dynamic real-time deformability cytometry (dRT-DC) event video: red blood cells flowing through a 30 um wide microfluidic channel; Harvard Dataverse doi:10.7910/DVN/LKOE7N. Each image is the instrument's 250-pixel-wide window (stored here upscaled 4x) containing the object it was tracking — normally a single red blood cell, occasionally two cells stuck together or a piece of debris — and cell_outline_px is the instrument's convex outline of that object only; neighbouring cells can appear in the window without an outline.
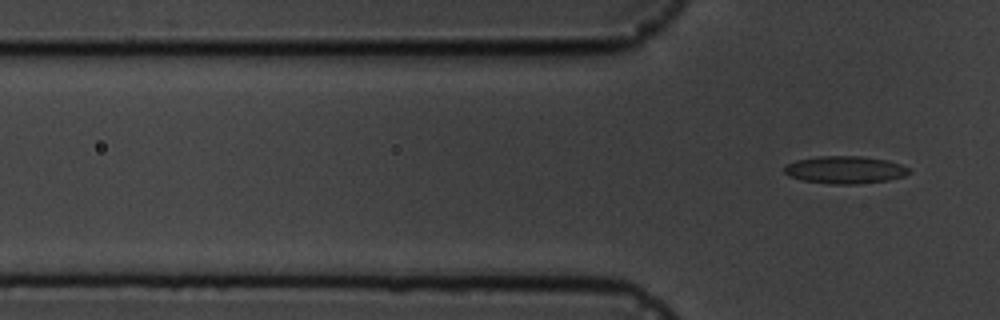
{"species": "common noctule bat (a hibernating species)", "species_latin": "Nyctalus noctula", "temperature_condition": "cold", "stored_images_in_passage": 5, "camera_frame_rate_fps": 3000, "um_per_image_px": 0.085, "animal": {"sex": "male", "body_mass_g": 19.5, "forearm_length_mm": 54.6}, "frame": {"image": 1, "passage_image": 5, "time_ms": 6.333, "image_size_px": [1000, 320], "cell_outline_px": [[912, 172], [904, 176], [888, 180], [860, 184], [832, 184], [804, 180], [788, 176], [784, 172], [784, 164], [796, 160], [820, 156], [860, 156], [888, 160], [900, 164], [908, 168]], "centroid_in_image_um": [71.82, 14.43], "position_along_channel_um": 54.0, "area_um2": 20.06}}